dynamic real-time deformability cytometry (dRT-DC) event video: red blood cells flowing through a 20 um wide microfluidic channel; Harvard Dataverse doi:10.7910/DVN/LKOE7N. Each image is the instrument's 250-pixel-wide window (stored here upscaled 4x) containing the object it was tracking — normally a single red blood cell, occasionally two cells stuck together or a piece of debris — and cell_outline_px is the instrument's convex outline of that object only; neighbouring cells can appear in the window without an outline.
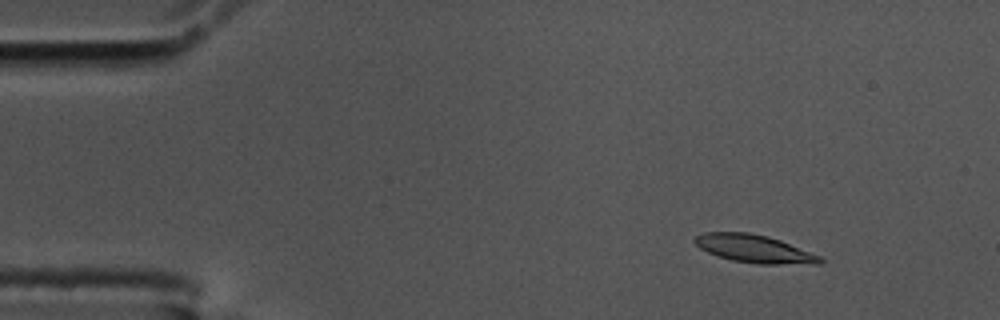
{"species": "common noctule bat (a hibernating species)", "species_latin": "Nyctalus noctula", "temperature_condition": "cold", "stored_images_in_passage": 56, "camera_frame_rate_fps": 3000, "um_per_image_px": 0.085, "animal": {"sex": "male", "body_mass_g": 17.5, "forearm_length_mm": 52.3}, "frame": {"image": 1, "passage_image": 6, "time_ms": 1.667, "image_size_px": [1000, 320], "cell_outline_px": [[824, 260], [820, 264], [760, 264], [732, 260], [708, 252], [700, 248], [692, 240], [696, 236], [704, 232], [748, 232], [768, 236], [780, 240], [820, 256]], "centroid_in_image_um": [64.11, 21.14], "position_along_channel_um": 20.9, "area_um2": 20.23}}
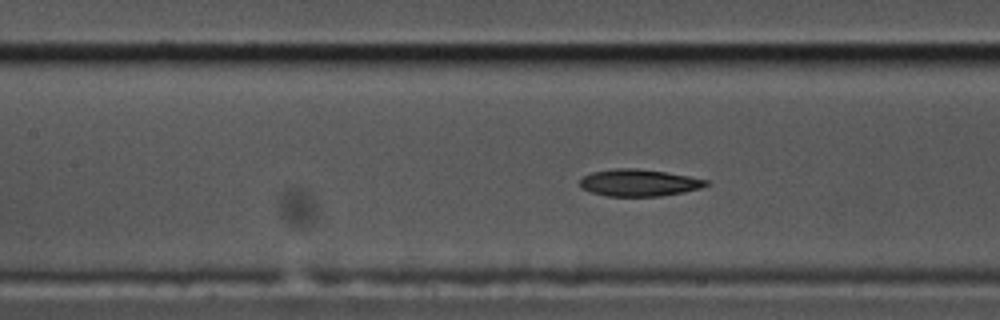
{"frame": {"image": 2, "passage_image": 24, "time_ms": 7.667, "image_size_px": [1000, 320], "cell_outline_px": [[712, 184], [700, 188], [684, 192], [660, 196], [608, 196], [592, 192], [580, 188], [580, 180], [584, 176], [592, 172], [616, 168], [636, 168], [664, 172], [688, 176], [708, 180]], "centroid_in_image_um": [54.33, 15.53], "position_along_channel_um": 153.1, "area_um2": 19.77}}
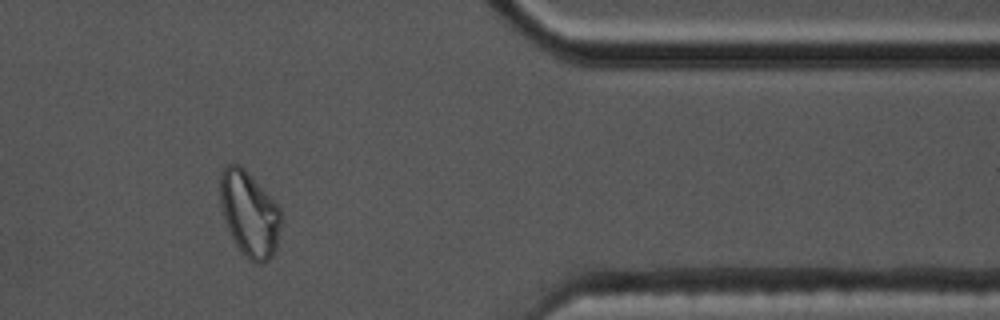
{"frame": {"image": 3, "passage_image": 46, "time_ms": 15.0, "image_size_px": [1000, 320], "cell_outline_px": [[280, 232], [276, 248], [272, 256], [268, 260], [260, 264], [256, 264], [244, 256], [236, 244], [228, 228], [220, 204], [220, 172], [228, 164], [240, 164], [248, 172], [280, 208]], "centroid_in_image_um": [21.19, 18.18], "position_along_channel_um": 390.2, "area_um2": 30.0}, "authors_computed_cell_mechanics": {"area_um2": 20.23, "velocity_mm_per_s": 3.5419, "shape_relaxation_time_tau1_ms": null, "shape_relaxation_time_tau2_ms": 3.8634, "deformation_change_tau1": null, "deformation_change_tau2": 0.0972}}